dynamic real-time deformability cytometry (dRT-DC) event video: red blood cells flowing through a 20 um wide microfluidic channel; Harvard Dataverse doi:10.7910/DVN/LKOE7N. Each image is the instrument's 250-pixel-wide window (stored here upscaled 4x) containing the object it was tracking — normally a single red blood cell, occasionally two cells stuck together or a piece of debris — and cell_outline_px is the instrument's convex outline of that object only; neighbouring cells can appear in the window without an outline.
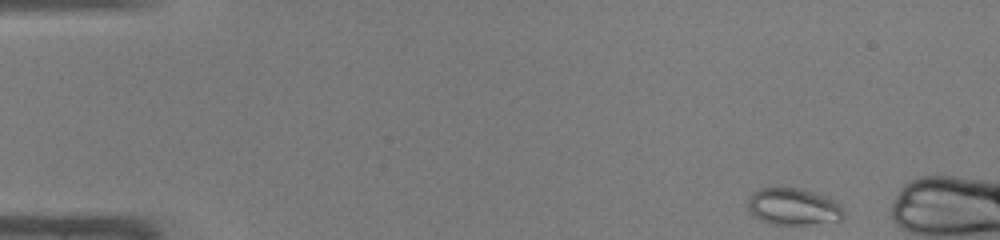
{"species": "common noctule bat (a hibernating species)", "species_latin": "Nyctalus noctula", "temperature_condition": "warm", "stored_images_in_passage": 10, "camera_frame_rate_fps": 3000, "um_per_image_px": 0.085, "animal": {"sex": "male", "body_mass_g": 19.0, "forearm_length_mm": 50.8}, "frame": {"image": 1, "passage_image": 1, "time_ms": 0.0, "image_size_px": [1000, 240], "cell_outline_px": [[844, 216], [840, 220], [808, 224], [768, 224], [752, 216], [748, 208], [748, 196], [752, 192], [760, 188], [800, 188], [828, 196], [840, 204], [844, 212]], "centroid_in_image_um": [67.41, 17.56], "position_along_channel_um": 17.6, "area_um2": 20.81}}